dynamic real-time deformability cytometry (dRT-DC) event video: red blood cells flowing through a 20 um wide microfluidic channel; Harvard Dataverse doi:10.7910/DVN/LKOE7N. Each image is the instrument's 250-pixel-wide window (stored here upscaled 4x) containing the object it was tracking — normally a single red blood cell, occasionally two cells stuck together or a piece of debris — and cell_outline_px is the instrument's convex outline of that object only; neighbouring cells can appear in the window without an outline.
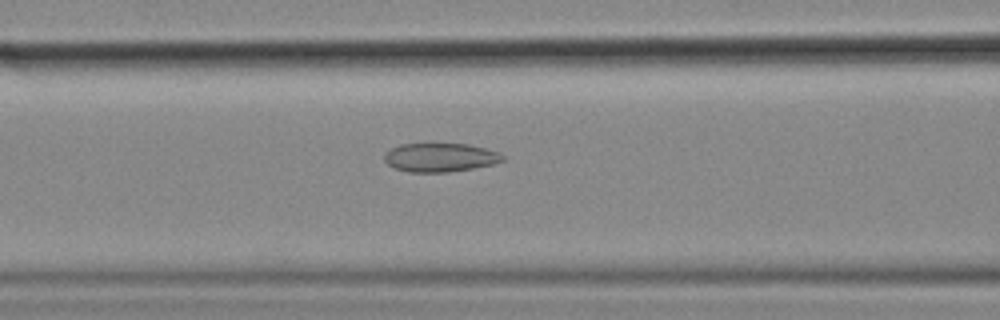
{"species": "common noctule bat (a hibernating species)", "species_latin": "Nyctalus noctula", "temperature_condition": "cold", "stored_images_in_passage": 51, "camera_frame_rate_fps": 3000, "um_per_image_px": 0.085, "animal": {"sex": "female", "body_mass_g": 18.4}, "frame": {"image": 1, "passage_image": 23, "time_ms": 7.333, "image_size_px": [1000, 320], "cell_outline_px": [[504, 160], [492, 164], [472, 168], [448, 172], [408, 172], [396, 168], [388, 164], [384, 160], [384, 156], [392, 148], [400, 144], [468, 144], [500, 152], [504, 156]], "centroid_in_image_um": [37.43, 13.38], "position_along_channel_um": 129.2, "area_um2": 19.59}}
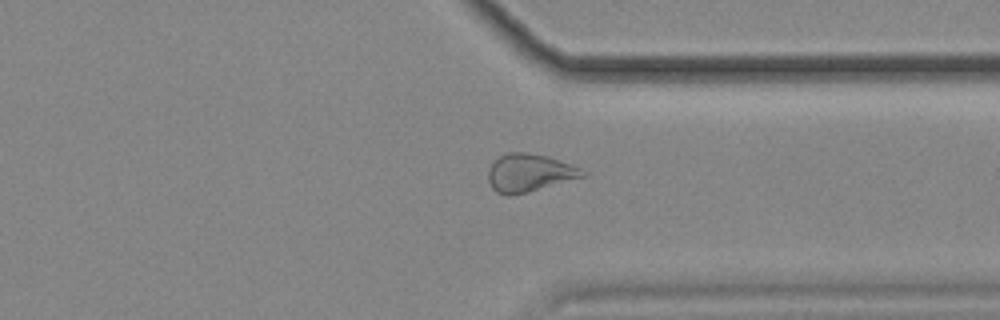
{"frame": {"image": 2, "passage_image": 43, "time_ms": 14.0, "image_size_px": [1000, 320], "cell_outline_px": [[588, 172], [584, 176], [528, 192], [508, 196], [496, 192], [492, 188], [488, 180], [488, 168], [500, 156], [508, 152], [524, 152], [548, 156], [572, 164]], "centroid_in_image_um": [44.98, 14.69], "position_along_channel_um": 366.4, "area_um2": 20.75}}
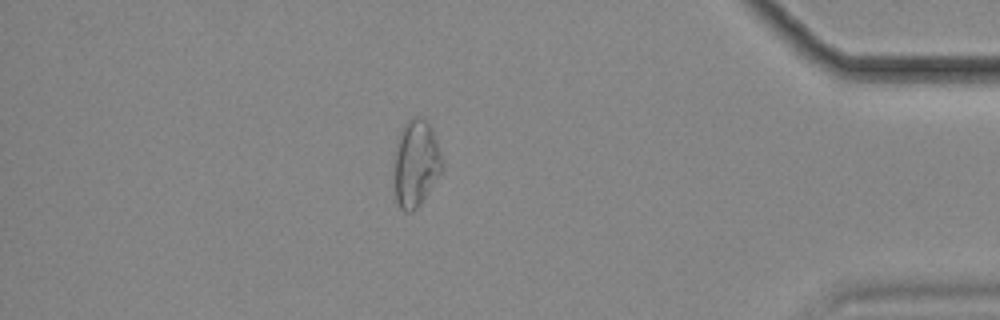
{"frame": {"image": 3, "passage_image": 49, "time_ms": 16.0, "image_size_px": [1000, 320], "cell_outline_px": [[444, 168], [416, 208], [412, 212], [404, 212], [400, 208], [396, 200], [396, 140], [404, 124], [408, 120], [416, 116], [424, 120], [432, 128], [440, 152]], "centroid_in_image_um": [35.36, 13.87], "position_along_channel_um": 399.8, "area_um2": 23.64}}